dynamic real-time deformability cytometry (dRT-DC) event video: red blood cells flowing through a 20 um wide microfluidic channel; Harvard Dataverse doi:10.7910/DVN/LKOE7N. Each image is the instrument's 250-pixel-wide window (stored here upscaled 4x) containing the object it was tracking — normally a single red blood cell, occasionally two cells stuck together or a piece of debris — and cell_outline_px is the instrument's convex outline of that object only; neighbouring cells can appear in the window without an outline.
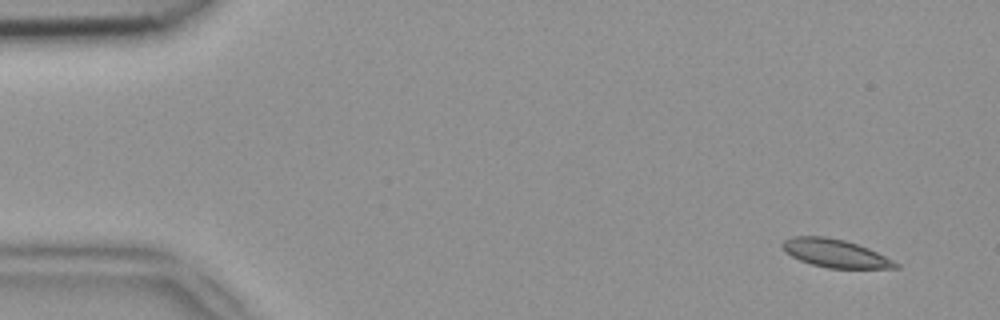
{"species": "common noctule bat (a hibernating species)", "species_latin": "Nyctalus noctula", "temperature_condition": "room temperature", "stored_images_in_passage": 50, "camera_frame_rate_fps": 3000, "um_per_image_px": 0.085, "animal": {"sex": "female", "body_mass_g": 18.4}, "frame": {"image": 1, "passage_image": 3, "time_ms": 0.667, "image_size_px": [1000, 320], "cell_outline_px": [[900, 268], [828, 268], [812, 264], [800, 260], [784, 252], [780, 248], [780, 244], [784, 240], [792, 236], [824, 236], [844, 240], [868, 248], [900, 264]], "centroid_in_image_um": [70.94, 21.52], "position_along_channel_um": 14.1, "area_um2": 18.5}}
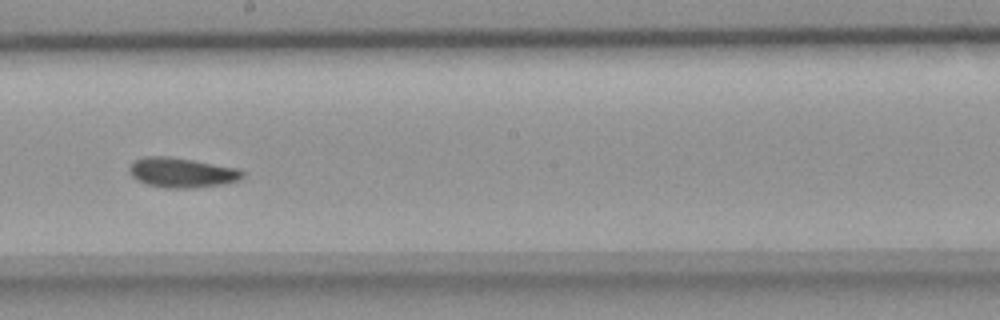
{"frame": {"image": 2, "passage_image": 28, "time_ms": 9.0, "image_size_px": [1000, 320], "cell_outline_px": [[244, 176], [240, 180], [220, 184], [188, 188], [164, 188], [148, 184], [136, 180], [132, 176], [128, 168], [132, 160], [144, 156], [168, 156], [240, 168], [244, 172]], "centroid_in_image_um": [15.43, 14.66], "position_along_channel_um": 232.8, "area_um2": 19.77}}
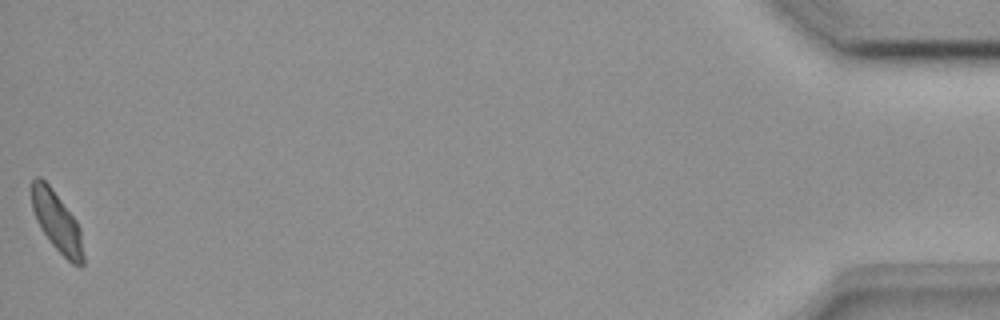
{"frame": {"image": 3, "passage_image": 50, "time_ms": 16.333, "image_size_px": [1000, 320], "cell_outline_px": [[84, 264], [80, 268], [72, 264], [52, 244], [40, 228], [36, 220], [32, 208], [32, 180], [36, 176], [40, 176], [52, 188], [76, 220], [80, 228], [84, 256]], "centroid_in_image_um": [4.85, 18.87], "position_along_channel_um": 430.3, "area_um2": 18.03}}